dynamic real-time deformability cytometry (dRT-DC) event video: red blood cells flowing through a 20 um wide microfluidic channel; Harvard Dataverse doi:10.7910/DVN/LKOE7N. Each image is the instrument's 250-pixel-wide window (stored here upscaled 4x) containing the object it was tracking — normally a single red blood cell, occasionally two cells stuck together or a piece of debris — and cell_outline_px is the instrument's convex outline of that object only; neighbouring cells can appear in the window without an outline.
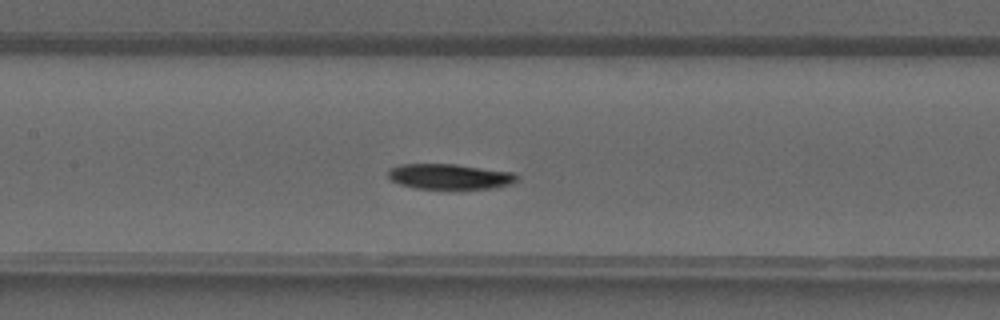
{"species": "common noctule bat (a hibernating species)", "species_latin": "Nyctalus noctula", "temperature_condition": "warm", "stored_images_in_passage": 37, "camera_frame_rate_fps": 3000, "um_per_image_px": 0.085, "animal": {"sex": "male", "forearm_length_mm": 52.5}, "frame": {"image": 1, "passage_image": 16, "time_ms": 5.0, "image_size_px": [1000, 320], "cell_outline_px": [[520, 176], [512, 184], [492, 188], [416, 188], [400, 184], [392, 180], [388, 176], [388, 168], [400, 164], [456, 164], [512, 172]], "centroid_in_image_um": [38.22, 14.99], "position_along_channel_um": 169.2, "area_um2": 18.9}}
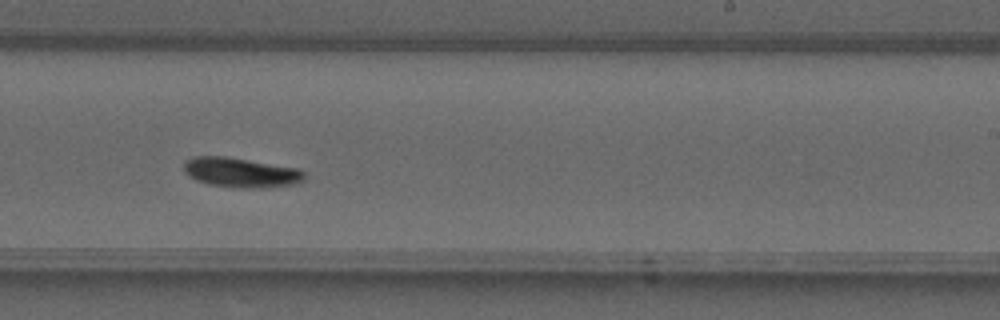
{"frame": {"image": 2, "passage_image": 22, "time_ms": 7.0, "image_size_px": [1000, 320], "cell_outline_px": [[304, 180], [292, 184], [260, 188], [244, 188], [208, 184], [196, 180], [188, 176], [184, 172], [184, 160], [192, 156], [224, 156], [300, 168], [304, 172]], "centroid_in_image_um": [20.43, 14.65], "position_along_channel_um": 268.6, "area_um2": 20.92}}
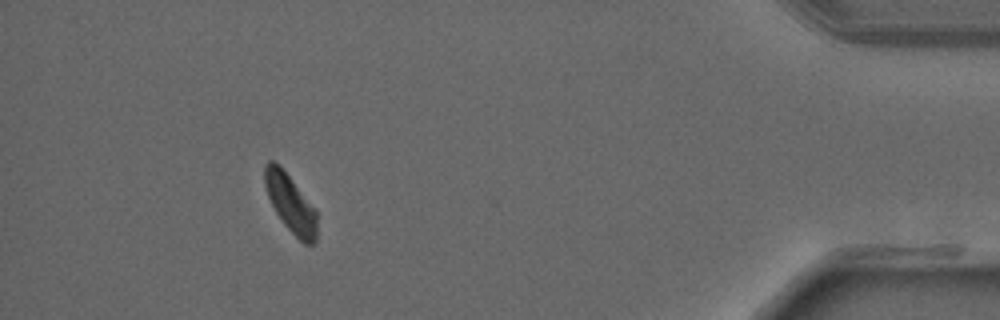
{"frame": {"image": 3, "passage_image": 34, "time_ms": 11.0, "image_size_px": [1000, 320], "cell_outline_px": [[316, 244], [304, 244], [284, 224], [276, 212], [268, 196], [264, 184], [264, 168], [268, 160], [272, 160], [288, 176], [316, 208]], "centroid_in_image_um": [24.71, 17.32], "position_along_channel_um": 410.5, "area_um2": 17.22}}